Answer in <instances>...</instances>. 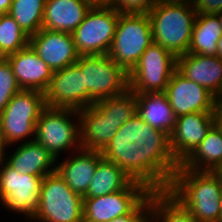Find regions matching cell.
Masks as SVG:
<instances>
[{
	"instance_id": "obj_1",
	"label": "cell",
	"mask_w": 222,
	"mask_h": 222,
	"mask_svg": "<svg viewBox=\"0 0 222 222\" xmlns=\"http://www.w3.org/2000/svg\"><path fill=\"white\" fill-rule=\"evenodd\" d=\"M101 154L152 191L167 190L180 166L172 155L169 135L137 113L120 126Z\"/></svg>"
},
{
	"instance_id": "obj_2",
	"label": "cell",
	"mask_w": 222,
	"mask_h": 222,
	"mask_svg": "<svg viewBox=\"0 0 222 222\" xmlns=\"http://www.w3.org/2000/svg\"><path fill=\"white\" fill-rule=\"evenodd\" d=\"M167 191L196 222H221L222 172L194 171L180 165Z\"/></svg>"
},
{
	"instance_id": "obj_3",
	"label": "cell",
	"mask_w": 222,
	"mask_h": 222,
	"mask_svg": "<svg viewBox=\"0 0 222 222\" xmlns=\"http://www.w3.org/2000/svg\"><path fill=\"white\" fill-rule=\"evenodd\" d=\"M148 15L153 43L176 57L188 53L197 16L192 4L156 1Z\"/></svg>"
},
{
	"instance_id": "obj_4",
	"label": "cell",
	"mask_w": 222,
	"mask_h": 222,
	"mask_svg": "<svg viewBox=\"0 0 222 222\" xmlns=\"http://www.w3.org/2000/svg\"><path fill=\"white\" fill-rule=\"evenodd\" d=\"M34 140L55 159L82 149L78 110L46 106L37 120Z\"/></svg>"
},
{
	"instance_id": "obj_5",
	"label": "cell",
	"mask_w": 222,
	"mask_h": 222,
	"mask_svg": "<svg viewBox=\"0 0 222 222\" xmlns=\"http://www.w3.org/2000/svg\"><path fill=\"white\" fill-rule=\"evenodd\" d=\"M75 64L84 73V108L129 89V74L108 54L81 55Z\"/></svg>"
},
{
	"instance_id": "obj_6",
	"label": "cell",
	"mask_w": 222,
	"mask_h": 222,
	"mask_svg": "<svg viewBox=\"0 0 222 222\" xmlns=\"http://www.w3.org/2000/svg\"><path fill=\"white\" fill-rule=\"evenodd\" d=\"M46 107L44 93L38 90L17 92L0 114V128L7 147L35 139L36 123Z\"/></svg>"
},
{
	"instance_id": "obj_7",
	"label": "cell",
	"mask_w": 222,
	"mask_h": 222,
	"mask_svg": "<svg viewBox=\"0 0 222 222\" xmlns=\"http://www.w3.org/2000/svg\"><path fill=\"white\" fill-rule=\"evenodd\" d=\"M152 43V25L148 14H119L108 55L129 73Z\"/></svg>"
},
{
	"instance_id": "obj_8",
	"label": "cell",
	"mask_w": 222,
	"mask_h": 222,
	"mask_svg": "<svg viewBox=\"0 0 222 222\" xmlns=\"http://www.w3.org/2000/svg\"><path fill=\"white\" fill-rule=\"evenodd\" d=\"M83 197L53 172L41 183L39 207L31 222H83Z\"/></svg>"
},
{
	"instance_id": "obj_9",
	"label": "cell",
	"mask_w": 222,
	"mask_h": 222,
	"mask_svg": "<svg viewBox=\"0 0 222 222\" xmlns=\"http://www.w3.org/2000/svg\"><path fill=\"white\" fill-rule=\"evenodd\" d=\"M44 177L20 175L3 160L0 163V204L4 212L10 211L18 217L22 215L21 218L30 222L39 207V194Z\"/></svg>"
},
{
	"instance_id": "obj_10",
	"label": "cell",
	"mask_w": 222,
	"mask_h": 222,
	"mask_svg": "<svg viewBox=\"0 0 222 222\" xmlns=\"http://www.w3.org/2000/svg\"><path fill=\"white\" fill-rule=\"evenodd\" d=\"M177 70V57L159 44L152 43L128 73L129 90L135 94L165 92Z\"/></svg>"
},
{
	"instance_id": "obj_11",
	"label": "cell",
	"mask_w": 222,
	"mask_h": 222,
	"mask_svg": "<svg viewBox=\"0 0 222 222\" xmlns=\"http://www.w3.org/2000/svg\"><path fill=\"white\" fill-rule=\"evenodd\" d=\"M152 190L132 181L125 189L100 197H83V222H109L134 214L149 198Z\"/></svg>"
},
{
	"instance_id": "obj_12",
	"label": "cell",
	"mask_w": 222,
	"mask_h": 222,
	"mask_svg": "<svg viewBox=\"0 0 222 222\" xmlns=\"http://www.w3.org/2000/svg\"><path fill=\"white\" fill-rule=\"evenodd\" d=\"M118 18L119 13L112 7L91 8L72 32L77 53L80 56L108 54Z\"/></svg>"
},
{
	"instance_id": "obj_13",
	"label": "cell",
	"mask_w": 222,
	"mask_h": 222,
	"mask_svg": "<svg viewBox=\"0 0 222 222\" xmlns=\"http://www.w3.org/2000/svg\"><path fill=\"white\" fill-rule=\"evenodd\" d=\"M165 93L176 118L193 112H215L216 97L178 70L172 74Z\"/></svg>"
},
{
	"instance_id": "obj_14",
	"label": "cell",
	"mask_w": 222,
	"mask_h": 222,
	"mask_svg": "<svg viewBox=\"0 0 222 222\" xmlns=\"http://www.w3.org/2000/svg\"><path fill=\"white\" fill-rule=\"evenodd\" d=\"M215 123V112H193L176 118L169 137L172 155L179 164L194 151Z\"/></svg>"
},
{
	"instance_id": "obj_15",
	"label": "cell",
	"mask_w": 222,
	"mask_h": 222,
	"mask_svg": "<svg viewBox=\"0 0 222 222\" xmlns=\"http://www.w3.org/2000/svg\"><path fill=\"white\" fill-rule=\"evenodd\" d=\"M44 97L47 107L84 109V73L76 64L53 71Z\"/></svg>"
},
{
	"instance_id": "obj_16",
	"label": "cell",
	"mask_w": 222,
	"mask_h": 222,
	"mask_svg": "<svg viewBox=\"0 0 222 222\" xmlns=\"http://www.w3.org/2000/svg\"><path fill=\"white\" fill-rule=\"evenodd\" d=\"M29 45L52 71L75 64L79 59L70 33L41 29L29 37Z\"/></svg>"
},
{
	"instance_id": "obj_17",
	"label": "cell",
	"mask_w": 222,
	"mask_h": 222,
	"mask_svg": "<svg viewBox=\"0 0 222 222\" xmlns=\"http://www.w3.org/2000/svg\"><path fill=\"white\" fill-rule=\"evenodd\" d=\"M56 159V173L60 175L68 187L82 197L87 193L96 167L103 158L101 151L80 149L68 157ZM63 159V160H62Z\"/></svg>"
},
{
	"instance_id": "obj_18",
	"label": "cell",
	"mask_w": 222,
	"mask_h": 222,
	"mask_svg": "<svg viewBox=\"0 0 222 222\" xmlns=\"http://www.w3.org/2000/svg\"><path fill=\"white\" fill-rule=\"evenodd\" d=\"M11 64L18 86L24 90L45 92L53 71L28 44L18 52L6 57Z\"/></svg>"
},
{
	"instance_id": "obj_19",
	"label": "cell",
	"mask_w": 222,
	"mask_h": 222,
	"mask_svg": "<svg viewBox=\"0 0 222 222\" xmlns=\"http://www.w3.org/2000/svg\"><path fill=\"white\" fill-rule=\"evenodd\" d=\"M5 161L20 175L46 176L56 172V159L35 140L7 147Z\"/></svg>"
},
{
	"instance_id": "obj_20",
	"label": "cell",
	"mask_w": 222,
	"mask_h": 222,
	"mask_svg": "<svg viewBox=\"0 0 222 222\" xmlns=\"http://www.w3.org/2000/svg\"><path fill=\"white\" fill-rule=\"evenodd\" d=\"M177 70L187 79L202 85L216 98L222 95V59L187 53L177 57Z\"/></svg>"
},
{
	"instance_id": "obj_21",
	"label": "cell",
	"mask_w": 222,
	"mask_h": 222,
	"mask_svg": "<svg viewBox=\"0 0 222 222\" xmlns=\"http://www.w3.org/2000/svg\"><path fill=\"white\" fill-rule=\"evenodd\" d=\"M80 118L81 148L102 151L115 136L121 124L106 117L95 105L78 110Z\"/></svg>"
},
{
	"instance_id": "obj_22",
	"label": "cell",
	"mask_w": 222,
	"mask_h": 222,
	"mask_svg": "<svg viewBox=\"0 0 222 222\" xmlns=\"http://www.w3.org/2000/svg\"><path fill=\"white\" fill-rule=\"evenodd\" d=\"M90 9L82 0H46L42 28L72 34Z\"/></svg>"
},
{
	"instance_id": "obj_23",
	"label": "cell",
	"mask_w": 222,
	"mask_h": 222,
	"mask_svg": "<svg viewBox=\"0 0 222 222\" xmlns=\"http://www.w3.org/2000/svg\"><path fill=\"white\" fill-rule=\"evenodd\" d=\"M180 165L194 171L222 172V127L217 122Z\"/></svg>"
},
{
	"instance_id": "obj_24",
	"label": "cell",
	"mask_w": 222,
	"mask_h": 222,
	"mask_svg": "<svg viewBox=\"0 0 222 222\" xmlns=\"http://www.w3.org/2000/svg\"><path fill=\"white\" fill-rule=\"evenodd\" d=\"M137 114L150 126L166 132L174 130L176 116L165 92L136 94Z\"/></svg>"
},
{
	"instance_id": "obj_25",
	"label": "cell",
	"mask_w": 222,
	"mask_h": 222,
	"mask_svg": "<svg viewBox=\"0 0 222 222\" xmlns=\"http://www.w3.org/2000/svg\"><path fill=\"white\" fill-rule=\"evenodd\" d=\"M133 180L114 162L102 158L83 197H100L125 189Z\"/></svg>"
},
{
	"instance_id": "obj_26",
	"label": "cell",
	"mask_w": 222,
	"mask_h": 222,
	"mask_svg": "<svg viewBox=\"0 0 222 222\" xmlns=\"http://www.w3.org/2000/svg\"><path fill=\"white\" fill-rule=\"evenodd\" d=\"M221 35V25L216 14H197L188 53L216 56Z\"/></svg>"
},
{
	"instance_id": "obj_27",
	"label": "cell",
	"mask_w": 222,
	"mask_h": 222,
	"mask_svg": "<svg viewBox=\"0 0 222 222\" xmlns=\"http://www.w3.org/2000/svg\"><path fill=\"white\" fill-rule=\"evenodd\" d=\"M150 222H196L189 210L167 190L150 194Z\"/></svg>"
},
{
	"instance_id": "obj_28",
	"label": "cell",
	"mask_w": 222,
	"mask_h": 222,
	"mask_svg": "<svg viewBox=\"0 0 222 222\" xmlns=\"http://www.w3.org/2000/svg\"><path fill=\"white\" fill-rule=\"evenodd\" d=\"M46 0H13L9 15L29 37L42 29Z\"/></svg>"
},
{
	"instance_id": "obj_29",
	"label": "cell",
	"mask_w": 222,
	"mask_h": 222,
	"mask_svg": "<svg viewBox=\"0 0 222 222\" xmlns=\"http://www.w3.org/2000/svg\"><path fill=\"white\" fill-rule=\"evenodd\" d=\"M94 104L106 117L112 118L121 125L137 113L136 94L129 89L121 95L104 98Z\"/></svg>"
},
{
	"instance_id": "obj_30",
	"label": "cell",
	"mask_w": 222,
	"mask_h": 222,
	"mask_svg": "<svg viewBox=\"0 0 222 222\" xmlns=\"http://www.w3.org/2000/svg\"><path fill=\"white\" fill-rule=\"evenodd\" d=\"M29 36L9 14H0V54L6 58L26 47Z\"/></svg>"
},
{
	"instance_id": "obj_31",
	"label": "cell",
	"mask_w": 222,
	"mask_h": 222,
	"mask_svg": "<svg viewBox=\"0 0 222 222\" xmlns=\"http://www.w3.org/2000/svg\"><path fill=\"white\" fill-rule=\"evenodd\" d=\"M21 90L16 81L11 64L6 58L0 61V114L12 97Z\"/></svg>"
},
{
	"instance_id": "obj_32",
	"label": "cell",
	"mask_w": 222,
	"mask_h": 222,
	"mask_svg": "<svg viewBox=\"0 0 222 222\" xmlns=\"http://www.w3.org/2000/svg\"><path fill=\"white\" fill-rule=\"evenodd\" d=\"M157 0H109L119 14H148Z\"/></svg>"
},
{
	"instance_id": "obj_33",
	"label": "cell",
	"mask_w": 222,
	"mask_h": 222,
	"mask_svg": "<svg viewBox=\"0 0 222 222\" xmlns=\"http://www.w3.org/2000/svg\"><path fill=\"white\" fill-rule=\"evenodd\" d=\"M109 222H150V198L134 214L117 217Z\"/></svg>"
},
{
	"instance_id": "obj_34",
	"label": "cell",
	"mask_w": 222,
	"mask_h": 222,
	"mask_svg": "<svg viewBox=\"0 0 222 222\" xmlns=\"http://www.w3.org/2000/svg\"><path fill=\"white\" fill-rule=\"evenodd\" d=\"M193 6L197 14H217L222 12V0H195Z\"/></svg>"
},
{
	"instance_id": "obj_35",
	"label": "cell",
	"mask_w": 222,
	"mask_h": 222,
	"mask_svg": "<svg viewBox=\"0 0 222 222\" xmlns=\"http://www.w3.org/2000/svg\"><path fill=\"white\" fill-rule=\"evenodd\" d=\"M90 8H104L109 7V0H82Z\"/></svg>"
},
{
	"instance_id": "obj_36",
	"label": "cell",
	"mask_w": 222,
	"mask_h": 222,
	"mask_svg": "<svg viewBox=\"0 0 222 222\" xmlns=\"http://www.w3.org/2000/svg\"><path fill=\"white\" fill-rule=\"evenodd\" d=\"M216 122L222 127V95L216 98Z\"/></svg>"
},
{
	"instance_id": "obj_37",
	"label": "cell",
	"mask_w": 222,
	"mask_h": 222,
	"mask_svg": "<svg viewBox=\"0 0 222 222\" xmlns=\"http://www.w3.org/2000/svg\"><path fill=\"white\" fill-rule=\"evenodd\" d=\"M13 0H0V14H8Z\"/></svg>"
},
{
	"instance_id": "obj_38",
	"label": "cell",
	"mask_w": 222,
	"mask_h": 222,
	"mask_svg": "<svg viewBox=\"0 0 222 222\" xmlns=\"http://www.w3.org/2000/svg\"><path fill=\"white\" fill-rule=\"evenodd\" d=\"M6 150H7V146L4 143L2 133H1V128H0V163L3 160H5Z\"/></svg>"
},
{
	"instance_id": "obj_39",
	"label": "cell",
	"mask_w": 222,
	"mask_h": 222,
	"mask_svg": "<svg viewBox=\"0 0 222 222\" xmlns=\"http://www.w3.org/2000/svg\"><path fill=\"white\" fill-rule=\"evenodd\" d=\"M216 55L222 59V35L217 42V53Z\"/></svg>"
},
{
	"instance_id": "obj_40",
	"label": "cell",
	"mask_w": 222,
	"mask_h": 222,
	"mask_svg": "<svg viewBox=\"0 0 222 222\" xmlns=\"http://www.w3.org/2000/svg\"><path fill=\"white\" fill-rule=\"evenodd\" d=\"M161 2H176V3H188V4H194L195 0H157Z\"/></svg>"
},
{
	"instance_id": "obj_41",
	"label": "cell",
	"mask_w": 222,
	"mask_h": 222,
	"mask_svg": "<svg viewBox=\"0 0 222 222\" xmlns=\"http://www.w3.org/2000/svg\"><path fill=\"white\" fill-rule=\"evenodd\" d=\"M216 15L218 17V21H219V24L221 25V30H222V12H219Z\"/></svg>"
},
{
	"instance_id": "obj_42",
	"label": "cell",
	"mask_w": 222,
	"mask_h": 222,
	"mask_svg": "<svg viewBox=\"0 0 222 222\" xmlns=\"http://www.w3.org/2000/svg\"><path fill=\"white\" fill-rule=\"evenodd\" d=\"M220 202H221V222H222V194H221V200H220Z\"/></svg>"
},
{
	"instance_id": "obj_43",
	"label": "cell",
	"mask_w": 222,
	"mask_h": 222,
	"mask_svg": "<svg viewBox=\"0 0 222 222\" xmlns=\"http://www.w3.org/2000/svg\"><path fill=\"white\" fill-rule=\"evenodd\" d=\"M4 57L0 54V61L3 59Z\"/></svg>"
}]
</instances>
